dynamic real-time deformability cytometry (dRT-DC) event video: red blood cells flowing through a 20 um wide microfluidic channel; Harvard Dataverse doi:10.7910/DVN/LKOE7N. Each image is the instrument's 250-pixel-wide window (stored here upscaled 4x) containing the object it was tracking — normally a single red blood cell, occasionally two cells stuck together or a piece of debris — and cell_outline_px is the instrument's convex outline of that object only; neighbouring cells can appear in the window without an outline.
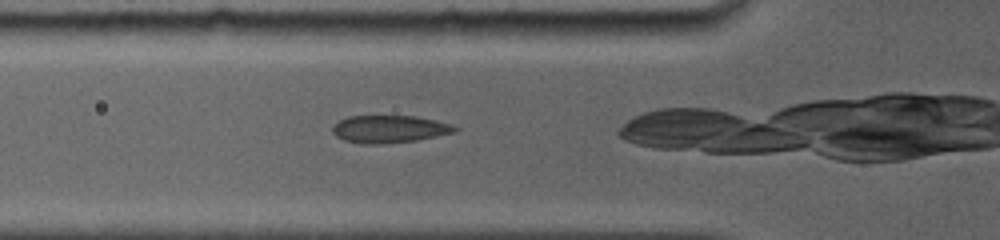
{"species": "common noctule bat (a hibernating species)", "species_latin": "Nyctalus noctula", "temperature_condition": "room temperature", "stored_images_in_passage": 20, "camera_frame_rate_fps": 5000, "um_per_image_px": 0.085, "animal": {"sex": "female", "body_mass_g": 19.0, "forearm_length_mm": 56.7}, "frame": {"image": 1, "passage_image": 2, "time_ms": 0.6, "image_size_px": [1000, 240], "cell_outline_px": [[460, 128], [456, 132], [416, 140], [380, 144], [364, 144], [344, 140], [336, 136], [332, 132], [332, 128], [340, 120], [348, 116], [416, 116], [436, 120], [452, 124]], "centroid_in_image_um": [33.13, 10.97], "position_along_channel_um": 92.7, "area_um2": 19.59}}
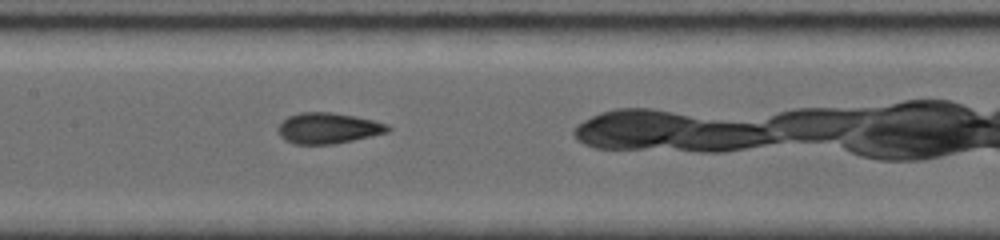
{"frame": {"image": 2, "passage_image": 6, "time_ms": 2.8, "image_size_px": [1000, 240], "cell_outline_px": [[392, 128], [388, 132], [352, 140], [332, 144], [296, 144], [284, 140], [280, 136], [276, 128], [288, 116], [300, 112], [332, 112], [372, 120], [388, 124]], "centroid_in_image_um": [27.86, 10.89], "position_along_channel_um": 179.5, "area_um2": 19.59}}
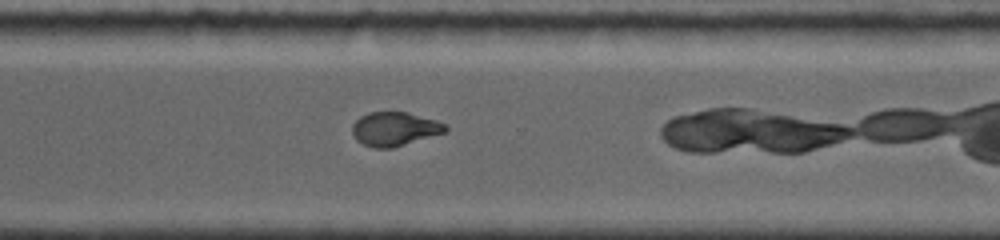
{"frame": {"image": 3, "passage_image": 13, "time_ms": 6.8, "image_size_px": [1000, 240], "cell_outline_px": [[448, 128], [444, 132], [392, 148], [376, 148], [364, 144], [356, 140], [352, 132], [352, 124], [360, 116], [368, 112], [408, 112], [436, 120], [444, 124]], "centroid_in_image_um": [33.5, 10.95], "position_along_channel_um": 337.1, "area_um2": 18.21}}